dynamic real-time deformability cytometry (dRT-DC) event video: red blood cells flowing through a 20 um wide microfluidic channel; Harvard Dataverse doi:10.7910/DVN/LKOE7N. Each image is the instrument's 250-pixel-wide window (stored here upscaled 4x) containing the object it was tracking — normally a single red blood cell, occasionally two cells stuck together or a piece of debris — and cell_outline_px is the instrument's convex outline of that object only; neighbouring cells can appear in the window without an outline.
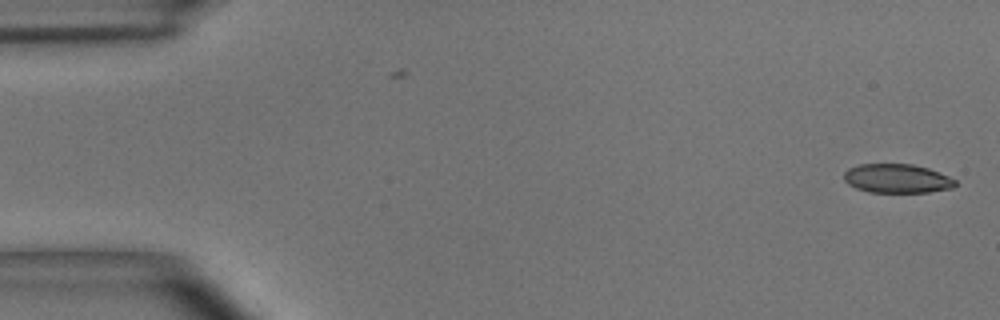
{"species": "common noctule bat (a hibernating species)", "species_latin": "Nyctalus noctula", "temperature_condition": "room temperature", "stored_images_in_passage": 54, "camera_frame_rate_fps": 3000, "um_per_image_px": 0.085, "animal": {"sex": "male", "body_mass_g": 15.6}, "frame": {"image": 1, "passage_image": 1, "time_ms": 0.0, "image_size_px": [1000, 320], "cell_outline_px": [[956, 184], [952, 188], [928, 192], [868, 192], [856, 188], [848, 184], [844, 180], [844, 172], [848, 168], [860, 164], [912, 164], [928, 168], [948, 176], [956, 180]], "centroid_in_image_um": [76.22, 15.17], "position_along_channel_um": 8.8, "area_um2": 18.79}}
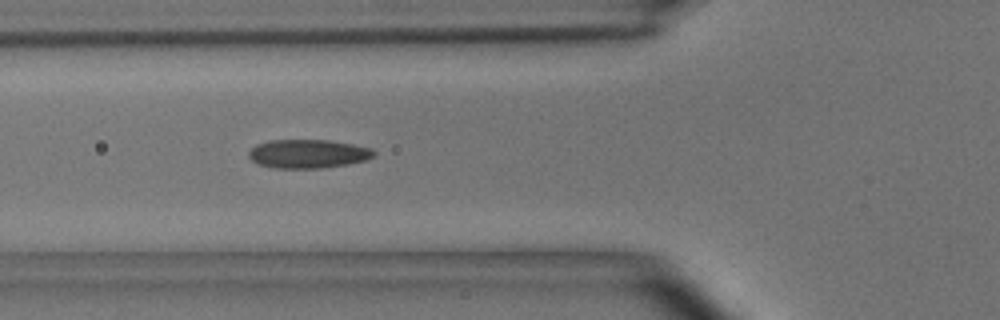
{"frame": {"image": 2, "passage_image": 19, "time_ms": 6.0, "image_size_px": [1000, 320], "cell_outline_px": [[376, 156], [368, 160], [348, 164], [324, 168], [272, 168], [256, 164], [248, 156], [248, 152], [256, 144], [268, 140], [328, 140], [352, 144], [372, 148], [376, 152]], "centroid_in_image_um": [26.19, 13.08], "position_along_channel_um": 99.6, "area_um2": 21.27}}
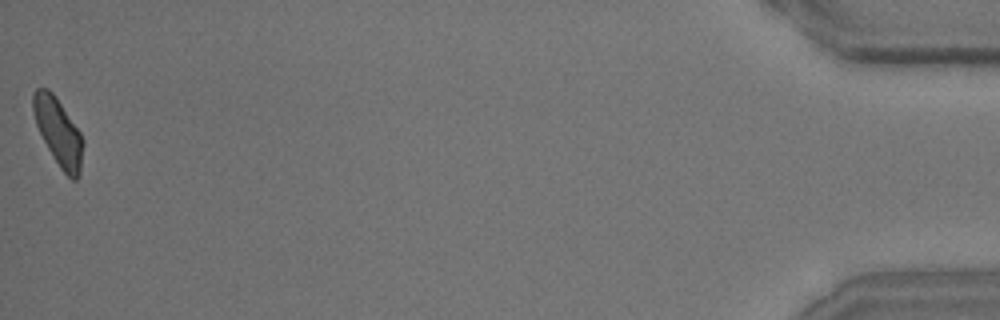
{"frame": {"image": 3, "passage_image": 54, "time_ms": 17.667, "image_size_px": [1000, 320], "cell_outline_px": [[84, 144], [80, 176], [76, 180], [72, 180], [60, 168], [48, 148], [36, 124], [32, 108], [32, 92], [36, 88], [48, 88], [56, 96], [80, 132], [84, 140]], "centroid_in_image_um": [4.97, 11.21], "position_along_channel_um": 430.2, "area_um2": 19.65}, "authors_computed_cell_mechanics": {"area_um2": 20.23, "velocity_mm_per_s": 3.643, "shape_relaxation_time_tau1_ms": 5.8972, "shape_relaxation_time_tau2_ms": 2.1027, "deformation_change_tau1": 0.1532, "deformation_change_tau2": 0.0826}}